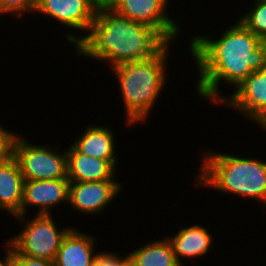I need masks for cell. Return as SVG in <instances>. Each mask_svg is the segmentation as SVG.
Instances as JSON below:
<instances>
[{"instance_id":"cell-9","label":"cell","mask_w":266,"mask_h":266,"mask_svg":"<svg viewBox=\"0 0 266 266\" xmlns=\"http://www.w3.org/2000/svg\"><path fill=\"white\" fill-rule=\"evenodd\" d=\"M236 111L261 130L266 127V65L250 74L232 93L225 94L220 105Z\"/></svg>"},{"instance_id":"cell-4","label":"cell","mask_w":266,"mask_h":266,"mask_svg":"<svg viewBox=\"0 0 266 266\" xmlns=\"http://www.w3.org/2000/svg\"><path fill=\"white\" fill-rule=\"evenodd\" d=\"M171 44L173 43H168L152 58L123 63L110 69L117 78L118 92L125 109V125L128 127H136L137 123L144 124L150 118L155 102L160 99L164 87H167V78H170L168 57L171 58Z\"/></svg>"},{"instance_id":"cell-22","label":"cell","mask_w":266,"mask_h":266,"mask_svg":"<svg viewBox=\"0 0 266 266\" xmlns=\"http://www.w3.org/2000/svg\"><path fill=\"white\" fill-rule=\"evenodd\" d=\"M14 131L7 130L0 124V163L11 154V140Z\"/></svg>"},{"instance_id":"cell-21","label":"cell","mask_w":266,"mask_h":266,"mask_svg":"<svg viewBox=\"0 0 266 266\" xmlns=\"http://www.w3.org/2000/svg\"><path fill=\"white\" fill-rule=\"evenodd\" d=\"M11 262L13 266H56L55 261L32 258L26 255L19 254L12 246Z\"/></svg>"},{"instance_id":"cell-6","label":"cell","mask_w":266,"mask_h":266,"mask_svg":"<svg viewBox=\"0 0 266 266\" xmlns=\"http://www.w3.org/2000/svg\"><path fill=\"white\" fill-rule=\"evenodd\" d=\"M59 145L33 144L15 131L11 140V154L17 160L25 180H53L67 177L66 150Z\"/></svg>"},{"instance_id":"cell-14","label":"cell","mask_w":266,"mask_h":266,"mask_svg":"<svg viewBox=\"0 0 266 266\" xmlns=\"http://www.w3.org/2000/svg\"><path fill=\"white\" fill-rule=\"evenodd\" d=\"M181 227L172 237L168 235L176 259L181 266L185 259H195L207 256L214 244V239L210 230L201 224ZM184 259V260H183Z\"/></svg>"},{"instance_id":"cell-3","label":"cell","mask_w":266,"mask_h":266,"mask_svg":"<svg viewBox=\"0 0 266 266\" xmlns=\"http://www.w3.org/2000/svg\"><path fill=\"white\" fill-rule=\"evenodd\" d=\"M207 150L201 154L195 186L218 190L232 197L251 199L266 205V161L232 152Z\"/></svg>"},{"instance_id":"cell-2","label":"cell","mask_w":266,"mask_h":266,"mask_svg":"<svg viewBox=\"0 0 266 266\" xmlns=\"http://www.w3.org/2000/svg\"><path fill=\"white\" fill-rule=\"evenodd\" d=\"M168 42L152 27L98 8L87 35L75 46L74 54L109 64L144 61L157 55Z\"/></svg>"},{"instance_id":"cell-1","label":"cell","mask_w":266,"mask_h":266,"mask_svg":"<svg viewBox=\"0 0 266 266\" xmlns=\"http://www.w3.org/2000/svg\"><path fill=\"white\" fill-rule=\"evenodd\" d=\"M234 22L217 38L200 33L189 39L188 51L195 59L199 73L195 83L196 95L211 101L212 105L220 106L224 100L221 92L224 83L235 89L250 74L266 65V41L249 31L238 19Z\"/></svg>"},{"instance_id":"cell-15","label":"cell","mask_w":266,"mask_h":266,"mask_svg":"<svg viewBox=\"0 0 266 266\" xmlns=\"http://www.w3.org/2000/svg\"><path fill=\"white\" fill-rule=\"evenodd\" d=\"M82 231L72 227L64 236L55 259L56 266H93L97 239Z\"/></svg>"},{"instance_id":"cell-8","label":"cell","mask_w":266,"mask_h":266,"mask_svg":"<svg viewBox=\"0 0 266 266\" xmlns=\"http://www.w3.org/2000/svg\"><path fill=\"white\" fill-rule=\"evenodd\" d=\"M170 0H116L110 7L116 14L155 29L168 43L181 34L179 23L169 13ZM171 16V17H170ZM175 40V41H174Z\"/></svg>"},{"instance_id":"cell-25","label":"cell","mask_w":266,"mask_h":266,"mask_svg":"<svg viewBox=\"0 0 266 266\" xmlns=\"http://www.w3.org/2000/svg\"><path fill=\"white\" fill-rule=\"evenodd\" d=\"M120 266H135L129 257Z\"/></svg>"},{"instance_id":"cell-20","label":"cell","mask_w":266,"mask_h":266,"mask_svg":"<svg viewBox=\"0 0 266 266\" xmlns=\"http://www.w3.org/2000/svg\"><path fill=\"white\" fill-rule=\"evenodd\" d=\"M127 258V253L122 256L115 251L104 250L103 252H97L93 266H120Z\"/></svg>"},{"instance_id":"cell-24","label":"cell","mask_w":266,"mask_h":266,"mask_svg":"<svg viewBox=\"0 0 266 266\" xmlns=\"http://www.w3.org/2000/svg\"><path fill=\"white\" fill-rule=\"evenodd\" d=\"M116 0H94L97 8H110Z\"/></svg>"},{"instance_id":"cell-11","label":"cell","mask_w":266,"mask_h":266,"mask_svg":"<svg viewBox=\"0 0 266 266\" xmlns=\"http://www.w3.org/2000/svg\"><path fill=\"white\" fill-rule=\"evenodd\" d=\"M69 186L68 178L25 180L20 216L28 215L29 208L32 206L38 207V215H51L59 205L63 203L69 205Z\"/></svg>"},{"instance_id":"cell-7","label":"cell","mask_w":266,"mask_h":266,"mask_svg":"<svg viewBox=\"0 0 266 266\" xmlns=\"http://www.w3.org/2000/svg\"><path fill=\"white\" fill-rule=\"evenodd\" d=\"M97 6L94 0H38L35 13H41L44 18H50L67 29L81 31L77 35L71 30L65 34L68 45L74 47L87 35L95 20Z\"/></svg>"},{"instance_id":"cell-5","label":"cell","mask_w":266,"mask_h":266,"mask_svg":"<svg viewBox=\"0 0 266 266\" xmlns=\"http://www.w3.org/2000/svg\"><path fill=\"white\" fill-rule=\"evenodd\" d=\"M34 215L32 218L27 215L13 217L22 227L18 234L6 241L19 254L55 261L61 242L72 226L57 228L53 214Z\"/></svg>"},{"instance_id":"cell-23","label":"cell","mask_w":266,"mask_h":266,"mask_svg":"<svg viewBox=\"0 0 266 266\" xmlns=\"http://www.w3.org/2000/svg\"><path fill=\"white\" fill-rule=\"evenodd\" d=\"M6 247H5V255L4 258L2 259L0 257V266H13L12 262H11V245L5 240V242L3 243ZM2 259V260H1Z\"/></svg>"},{"instance_id":"cell-18","label":"cell","mask_w":266,"mask_h":266,"mask_svg":"<svg viewBox=\"0 0 266 266\" xmlns=\"http://www.w3.org/2000/svg\"><path fill=\"white\" fill-rule=\"evenodd\" d=\"M253 4V5H252ZM249 11L240 14L238 19L249 31L262 41H266V0H253Z\"/></svg>"},{"instance_id":"cell-12","label":"cell","mask_w":266,"mask_h":266,"mask_svg":"<svg viewBox=\"0 0 266 266\" xmlns=\"http://www.w3.org/2000/svg\"><path fill=\"white\" fill-rule=\"evenodd\" d=\"M114 130L106 125L89 124L82 134L72 142V146L80 153L108 160L116 169L119 160L116 154V142Z\"/></svg>"},{"instance_id":"cell-13","label":"cell","mask_w":266,"mask_h":266,"mask_svg":"<svg viewBox=\"0 0 266 266\" xmlns=\"http://www.w3.org/2000/svg\"><path fill=\"white\" fill-rule=\"evenodd\" d=\"M69 181L117 180V170L108 160L78 152L71 144L66 149Z\"/></svg>"},{"instance_id":"cell-19","label":"cell","mask_w":266,"mask_h":266,"mask_svg":"<svg viewBox=\"0 0 266 266\" xmlns=\"http://www.w3.org/2000/svg\"><path fill=\"white\" fill-rule=\"evenodd\" d=\"M38 0H0V15H11L16 19L24 18L29 12H35ZM3 14V15H2Z\"/></svg>"},{"instance_id":"cell-17","label":"cell","mask_w":266,"mask_h":266,"mask_svg":"<svg viewBox=\"0 0 266 266\" xmlns=\"http://www.w3.org/2000/svg\"><path fill=\"white\" fill-rule=\"evenodd\" d=\"M141 246L127 252L135 266H181L167 237L152 240Z\"/></svg>"},{"instance_id":"cell-10","label":"cell","mask_w":266,"mask_h":266,"mask_svg":"<svg viewBox=\"0 0 266 266\" xmlns=\"http://www.w3.org/2000/svg\"><path fill=\"white\" fill-rule=\"evenodd\" d=\"M124 190L119 180L70 181L69 206L80 214L101 215ZM116 197V198H115Z\"/></svg>"},{"instance_id":"cell-16","label":"cell","mask_w":266,"mask_h":266,"mask_svg":"<svg viewBox=\"0 0 266 266\" xmlns=\"http://www.w3.org/2000/svg\"><path fill=\"white\" fill-rule=\"evenodd\" d=\"M24 177L17 160L10 154L0 163V211L20 216L23 201Z\"/></svg>"}]
</instances>
